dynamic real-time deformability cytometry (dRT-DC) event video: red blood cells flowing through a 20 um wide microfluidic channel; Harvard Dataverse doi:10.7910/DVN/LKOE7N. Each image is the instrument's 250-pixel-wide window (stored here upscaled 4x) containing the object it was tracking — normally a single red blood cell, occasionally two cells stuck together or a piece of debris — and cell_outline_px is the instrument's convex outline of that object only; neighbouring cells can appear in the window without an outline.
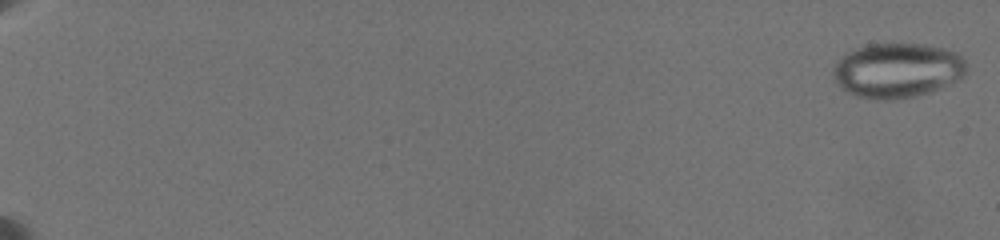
{"species": "common noctule bat (a hibernating species)", "species_latin": "Nyctalus noctula", "temperature_condition": "warm", "stored_images_in_passage": 52, "camera_frame_rate_fps": 3000, "um_per_image_px": 0.085, "animal": {"sex": "female", "body_mass_g": 19.5, "forearm_length_mm": 54.1}, "frame": {"image": 1, "passage_image": 2, "time_ms": 0.333, "image_size_px": [1000, 240], "cell_outline_px": [[968, 72], [960, 80], [932, 92], [916, 96], [896, 100], [872, 100], [856, 96], [844, 92], [836, 84], [832, 76], [832, 68], [852, 48], [864, 44], [928, 44], [944, 48], [956, 52], [964, 56], [968, 64]], "centroid_in_image_um": [76.31, 6.0], "position_along_channel_um": 8.7, "area_um2": 43.81}}
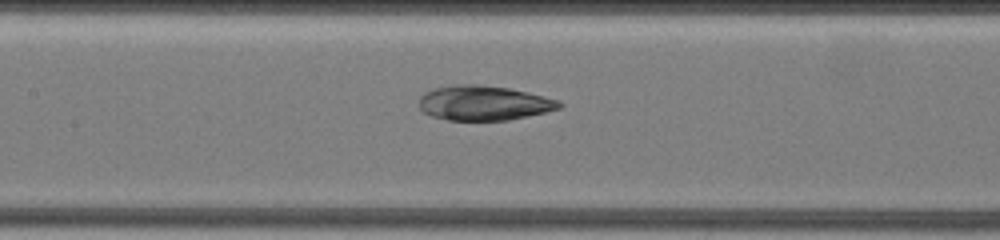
{"frame": {"image": 2, "passage_image": 36, "time_ms": 11.333, "image_size_px": [1000, 240], "cell_outline_px": [[564, 104], [560, 108], [528, 116], [508, 120], [448, 120], [432, 116], [424, 112], [420, 108], [420, 96], [424, 92], [432, 88], [456, 84], [480, 84], [508, 88], [560, 100]], "centroid_in_image_um": [41.11, 8.75], "position_along_channel_um": 166.3, "area_um2": 28.38}}
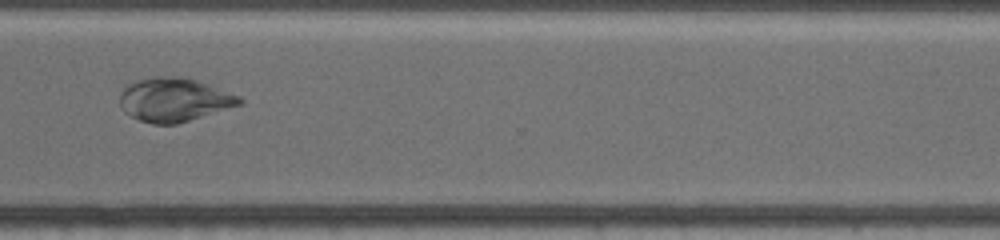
{"frame": {"image": 3, "passage_image": 51, "time_ms": 16.667, "image_size_px": [1000, 240], "cell_outline_px": [[244, 104], [176, 124], [152, 124], [140, 120], [124, 112], [120, 108], [120, 92], [132, 80], [156, 76], [180, 76], [196, 80], [240, 96], [244, 100]], "centroid_in_image_um": [14.79, 8.47], "position_along_channel_um": 355.8, "area_um2": 30.69}}